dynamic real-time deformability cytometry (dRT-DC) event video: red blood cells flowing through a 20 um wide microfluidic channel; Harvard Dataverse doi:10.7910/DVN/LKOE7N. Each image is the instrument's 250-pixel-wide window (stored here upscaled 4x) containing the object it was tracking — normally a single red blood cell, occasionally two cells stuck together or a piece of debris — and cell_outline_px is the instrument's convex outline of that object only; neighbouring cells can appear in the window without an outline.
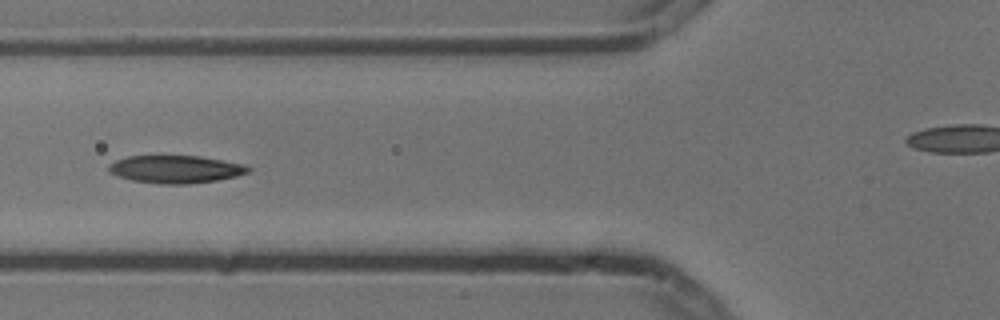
{"species": "common noctule bat (a hibernating species)", "species_latin": "Nyctalus noctula", "temperature_condition": "cold", "stored_images_in_passage": 5, "camera_frame_rate_fps": 3000, "um_per_image_px": 0.085, "animal": {"sex": "male", "body_mass_g": 13.3}, "frame": {"image": 1, "passage_image": 5, "time_ms": 1.333, "image_size_px": [1000, 320], "cell_outline_px": [[252, 168], [248, 172], [236, 176], [216, 180], [188, 184], [160, 184], [132, 180], [116, 176], [108, 172], [108, 164], [116, 160], [128, 156], [200, 156], [244, 164]], "centroid_in_image_um": [14.89, 14.38], "position_along_channel_um": 110.9, "area_um2": 22.54}}